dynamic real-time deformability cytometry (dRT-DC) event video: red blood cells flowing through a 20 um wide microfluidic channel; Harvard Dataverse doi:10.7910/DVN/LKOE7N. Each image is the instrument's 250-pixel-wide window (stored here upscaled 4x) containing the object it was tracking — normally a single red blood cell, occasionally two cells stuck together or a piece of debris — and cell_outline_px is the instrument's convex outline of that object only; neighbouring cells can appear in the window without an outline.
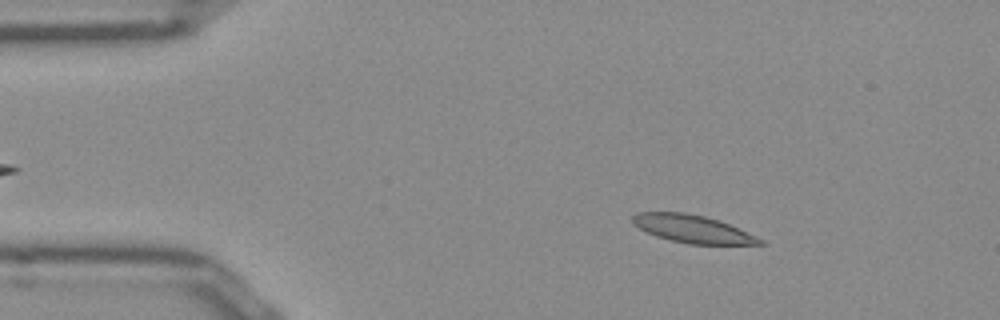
{"species": "Egyptian fruit bat (a non-hibernating species)", "species_latin": "Rousettus aegyptiacus", "temperature_condition": "room temperature", "stored_images_in_passage": 51, "camera_frame_rate_fps": 3000, "um_per_image_px": 0.085, "frame": {"image": 1, "passage_image": 7, "time_ms": 2.0, "image_size_px": [1000, 320], "cell_outline_px": [[764, 244], [688, 244], [656, 236], [632, 224], [632, 216], [636, 212], [684, 212], [704, 216], [728, 224], [756, 236], [764, 240]], "centroid_in_image_um": [58.83, 19.45], "position_along_channel_um": 26.2, "area_um2": 20.29}}
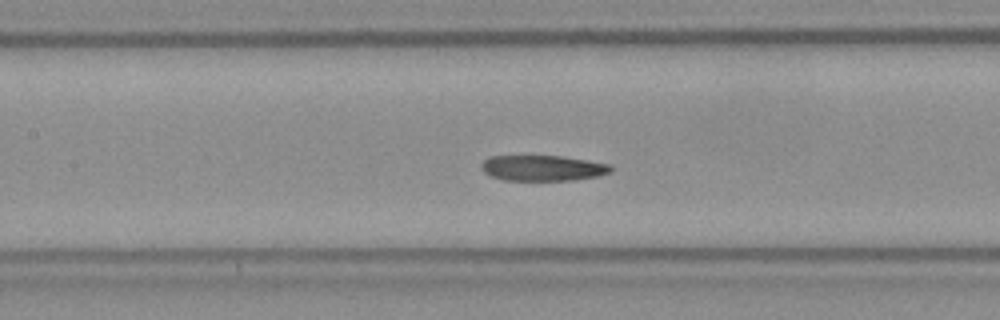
{"frame": {"image": 2, "passage_image": 22, "time_ms": 7.0, "image_size_px": [1000, 320], "cell_outline_px": [[612, 172], [596, 176], [572, 180], [504, 180], [492, 176], [484, 172], [480, 168], [480, 164], [484, 160], [492, 156], [564, 156], [608, 164], [612, 168]], "centroid_in_image_um": [46.11, 14.28], "position_along_channel_um": 161.3, "area_um2": 19.19}}
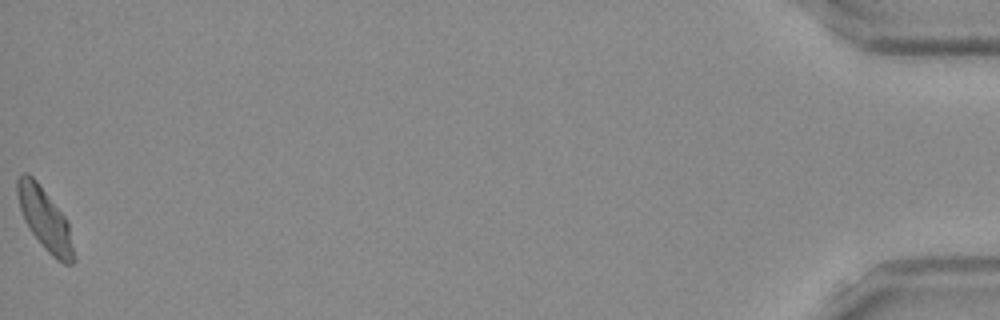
{"frame": {"image": 3, "passage_image": 51, "time_ms": 16.667, "image_size_px": [1000, 320], "cell_outline_px": [[76, 260], [72, 264], [64, 264], [56, 260], [44, 248], [28, 228], [24, 220], [20, 208], [16, 192], [16, 180], [20, 172], [28, 172], [40, 184], [68, 220]], "centroid_in_image_um": [3.81, 18.62], "position_along_channel_um": 431.4, "area_um2": 20.75}, "authors_computed_cell_mechanics": {"area_um2": 20.4034, "velocity_mm_per_s": 3.8745, "shape_relaxation_time_tau1_ms": null, "shape_relaxation_time_tau2_ms": 4.5667, "deformation_change_tau1": null, "deformation_change_tau2": 0.1077}}